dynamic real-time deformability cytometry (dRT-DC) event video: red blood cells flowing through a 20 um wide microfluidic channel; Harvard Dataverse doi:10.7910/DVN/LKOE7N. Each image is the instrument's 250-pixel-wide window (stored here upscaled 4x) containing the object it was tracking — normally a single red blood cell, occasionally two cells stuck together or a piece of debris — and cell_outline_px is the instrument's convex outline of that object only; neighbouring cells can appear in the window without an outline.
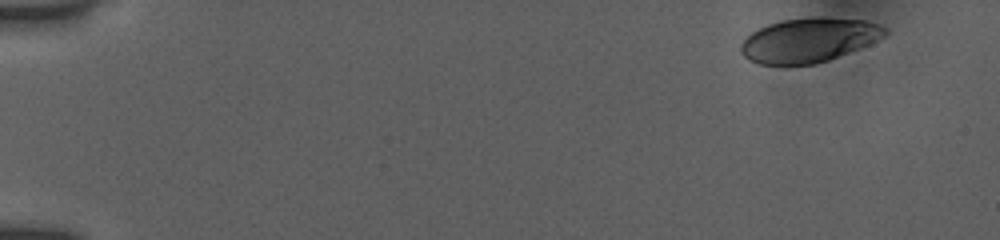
{"species": "human", "species_latin": "Homo sapiens", "temperature_condition": "room temperature", "stored_images_in_passage": 23, "camera_frame_rate_fps": 3000, "um_per_image_px": 0.085, "donor": {"sex": "female"}, "frame": {"image": 1, "passage_image": 1, "time_ms": 0.0, "image_size_px": [1000, 240], "cell_outline_px": [[888, 32], [884, 36], [868, 44], [828, 60], [816, 64], [760, 64], [748, 60], [740, 52], [740, 44], [752, 32], [768, 24], [784, 20], [812, 16], [820, 16], [864, 20], [880, 24], [888, 28]], "centroid_in_image_um": [68.76, 3.39], "position_along_channel_um": 16.2, "area_um2": 37.11}}
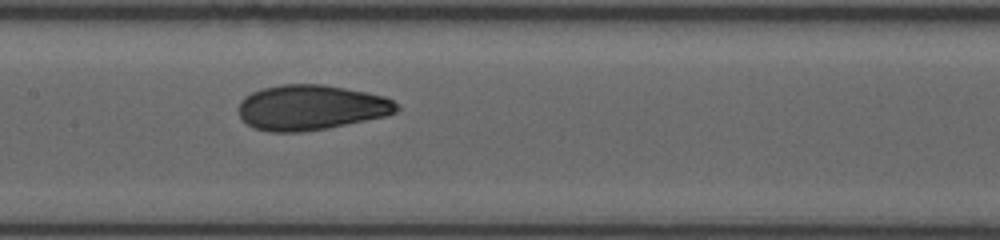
{"frame": {"image": 2, "passage_image": 12, "time_ms": 8.0, "image_size_px": [1000, 240], "cell_outline_px": [[400, 108], [396, 112], [388, 116], [324, 128], [300, 132], [272, 132], [252, 128], [240, 116], [240, 100], [244, 96], [260, 88], [280, 84], [324, 84], [384, 96], [392, 100]], "centroid_in_image_um": [26.42, 9.13], "position_along_channel_um": 181.0, "area_um2": 41.5}}
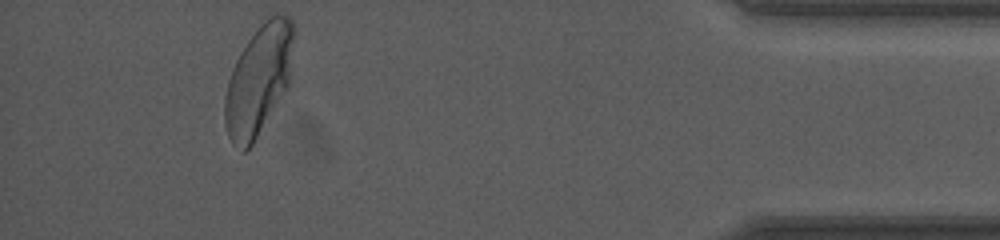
{"frame": {"image": 3, "passage_image": 22, "time_ms": 15.333, "image_size_px": [1000, 240], "cell_outline_px": [[296, 32], [288, 84], [252, 144], [244, 152], [240, 152], [232, 144], [228, 136], [224, 124], [224, 96], [228, 80], [232, 68], [240, 52], [248, 40], [260, 24], [264, 20], [276, 12], [288, 16], [292, 20]], "centroid_in_image_um": [21.97, 6.76], "position_along_channel_um": 413.2, "area_um2": 44.22}, "authors_computed_cell_mechanics": {"area_um2": 40.9802, "velocity_mm_per_s": 3.8538, "shape_relaxation_time_tau1_ms": 5.6744, "shape_relaxation_time_tau2_ms": 0.95, "deformation_change_tau1": 0.1859, "deformation_change_tau2": 0.0589}}